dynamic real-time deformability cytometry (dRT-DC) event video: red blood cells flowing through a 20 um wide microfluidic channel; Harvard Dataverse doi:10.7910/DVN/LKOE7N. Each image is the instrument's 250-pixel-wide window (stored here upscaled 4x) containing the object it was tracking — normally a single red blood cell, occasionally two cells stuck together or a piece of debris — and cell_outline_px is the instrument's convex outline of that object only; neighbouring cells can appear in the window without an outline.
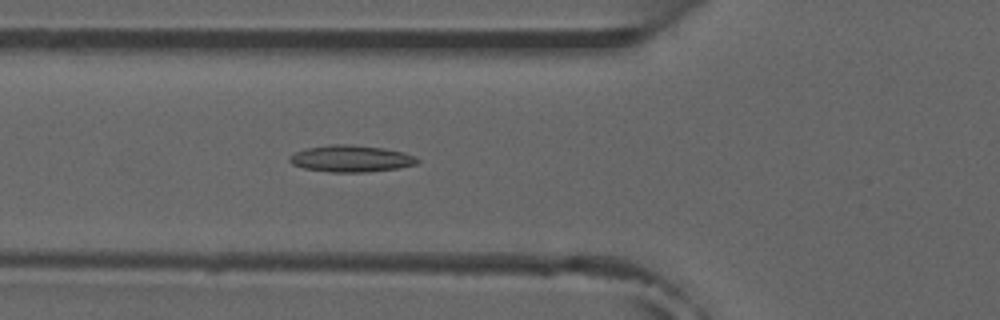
{"species": "common noctule bat (a hibernating species)", "species_latin": "Nyctalus noctula", "temperature_condition": "room temperature", "stored_images_in_passage": 5, "camera_frame_rate_fps": 3000, "um_per_image_px": 0.085, "animal": {"sex": "male", "forearm_length_mm": 52.5}, "frame": {"image": 1, "passage_image": 5, "time_ms": 5.333, "image_size_px": [1000, 320], "cell_outline_px": [[420, 160], [416, 164], [400, 168], [368, 172], [332, 172], [304, 168], [292, 164], [288, 160], [288, 156], [296, 152], [308, 148], [332, 144], [348, 144], [384, 148], [404, 152], [416, 156]], "centroid_in_image_um": [29.87, 13.48], "position_along_channel_um": 95.9, "area_um2": 19.94}}